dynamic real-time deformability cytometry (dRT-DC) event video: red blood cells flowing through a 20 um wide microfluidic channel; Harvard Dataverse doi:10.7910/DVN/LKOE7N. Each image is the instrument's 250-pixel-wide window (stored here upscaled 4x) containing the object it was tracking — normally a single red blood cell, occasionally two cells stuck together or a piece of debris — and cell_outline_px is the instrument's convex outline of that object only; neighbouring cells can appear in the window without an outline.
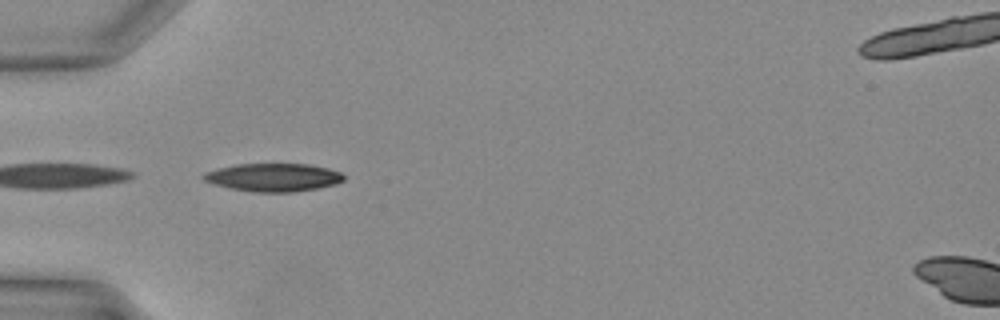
{"species": "Egyptian fruit bat (a non-hibernating species)", "species_latin": "Rousettus aegyptiacus", "temperature_condition": "warm", "stored_images_in_passage": 7, "camera_frame_rate_fps": 3000, "um_per_image_px": 0.085, "animal": {"sex": "female"}, "frame": {"image": 1, "passage_image": 1, "time_ms": 0.0, "image_size_px": [1000, 320], "cell_outline_px": [[344, 180], [336, 184], [316, 188], [292, 192], [256, 192], [232, 188], [216, 184], [204, 180], [200, 176], [204, 172], [236, 164], [308, 164], [328, 168], [340, 172], [344, 176]], "centroid_in_image_um": [23.25, 15.07], "position_along_channel_um": 61.8, "area_um2": 22.72}}